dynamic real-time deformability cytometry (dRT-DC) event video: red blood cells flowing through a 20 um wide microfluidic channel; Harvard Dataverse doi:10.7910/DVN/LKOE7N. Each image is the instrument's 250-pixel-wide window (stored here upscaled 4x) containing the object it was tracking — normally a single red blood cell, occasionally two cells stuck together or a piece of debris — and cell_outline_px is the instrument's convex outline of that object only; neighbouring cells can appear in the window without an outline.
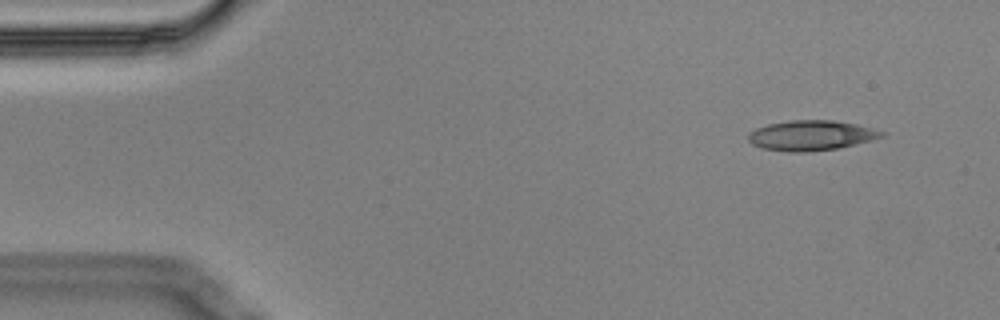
{"species": "Egyptian fruit bat (a non-hibernating species)", "species_latin": "Rousettus aegyptiacus", "temperature_condition": "cold", "stored_images_in_passage": 5, "camera_frame_rate_fps": 3000, "um_per_image_px": 0.085, "animal": {"sex": "male"}, "frame": {"image": 1, "passage_image": 1, "time_ms": 0.0, "image_size_px": [1000, 320], "cell_outline_px": [[884, 136], [872, 140], [856, 144], [836, 148], [808, 152], [792, 152], [760, 148], [752, 144], [748, 140], [748, 132], [756, 128], [768, 124], [792, 120], [832, 120], [856, 124], [872, 128], [884, 132]], "centroid_in_image_um": [68.92, 11.51], "position_along_channel_um": 16.1, "area_um2": 23.35}}
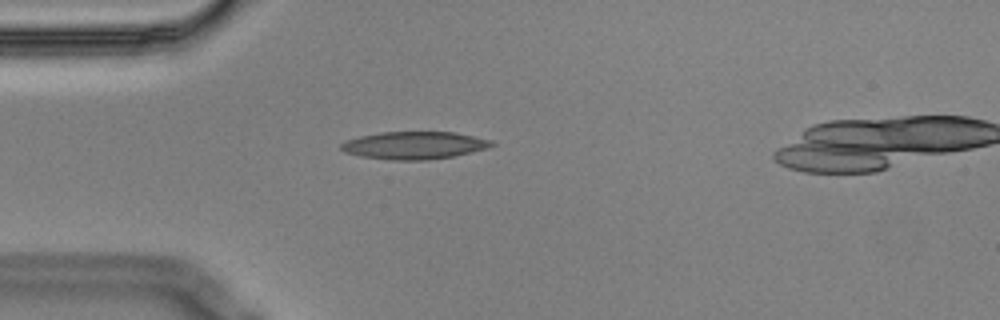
{"frame": {"image": 2, "passage_image": 4, "time_ms": 1.0, "image_size_px": [1000, 320], "cell_outline_px": [[496, 144], [488, 148], [472, 152], [452, 156], [428, 160], [392, 160], [360, 156], [344, 152], [340, 148], [340, 144], [348, 140], [360, 136], [380, 132], [456, 132], [492, 140]], "centroid_in_image_um": [35.23, 12.35], "position_along_channel_um": 49.8, "area_um2": 24.22}}